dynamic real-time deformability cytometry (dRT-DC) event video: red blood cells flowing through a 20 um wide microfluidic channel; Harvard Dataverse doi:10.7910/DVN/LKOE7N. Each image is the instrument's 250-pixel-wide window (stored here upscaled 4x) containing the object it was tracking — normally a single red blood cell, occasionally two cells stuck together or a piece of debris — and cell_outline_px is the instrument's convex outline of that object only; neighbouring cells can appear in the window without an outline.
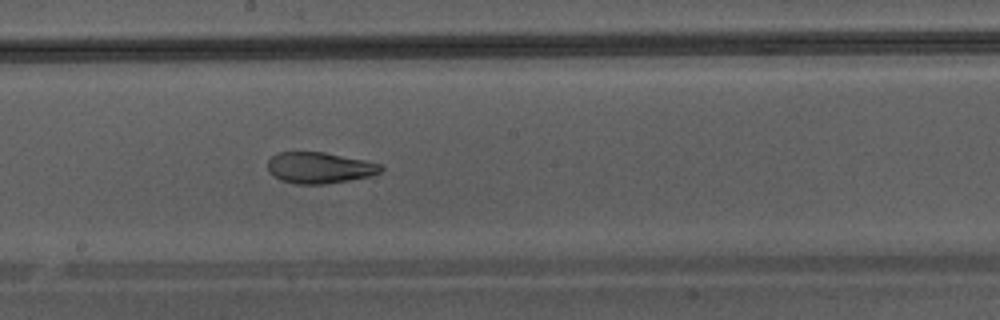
{"species": "Egyptian fruit bat (a non-hibernating species)", "species_latin": "Rousettus aegyptiacus", "temperature_condition": "warm", "stored_images_in_passage": 48, "camera_frame_rate_fps": 3000, "um_per_image_px": 0.085, "animal": {"sex": "male"}, "frame": {"image": 1, "passage_image": 28, "time_ms": 9.0, "image_size_px": [1000, 320], "cell_outline_px": [[384, 168], [380, 172], [372, 176], [324, 184], [296, 184], [280, 180], [268, 172], [268, 160], [272, 156], [280, 152], [324, 152], [384, 164]], "centroid_in_image_um": [27.17, 14.26], "position_along_channel_um": 221.0, "area_um2": 20.63}}